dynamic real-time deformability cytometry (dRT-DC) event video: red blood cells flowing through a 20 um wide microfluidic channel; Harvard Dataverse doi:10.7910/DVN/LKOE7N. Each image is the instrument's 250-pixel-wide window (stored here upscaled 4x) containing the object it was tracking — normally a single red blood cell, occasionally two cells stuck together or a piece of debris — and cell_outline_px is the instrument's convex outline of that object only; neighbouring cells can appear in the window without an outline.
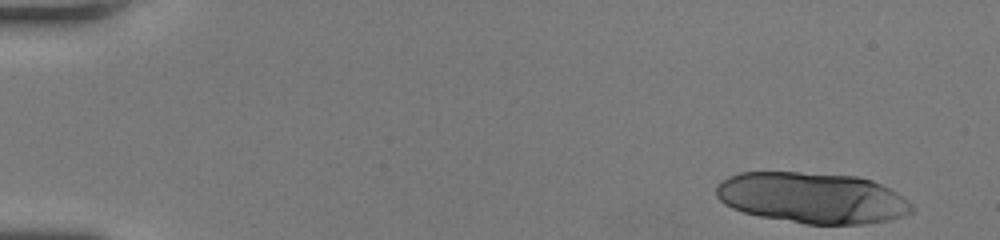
{"species": "human", "species_latin": "Homo sapiens", "temperature_condition": "room temperature", "stored_images_in_passage": 32, "camera_frame_rate_fps": 3000, "um_per_image_px": 0.085, "donor": {"sex": "female"}, "frame": {"image": 1, "passage_image": 1, "time_ms": 0.0, "image_size_px": [1000, 240], "cell_outline_px": [[916, 208], [912, 212], [904, 216], [888, 220], [864, 224], [804, 224], [760, 216], [744, 212], [732, 208], [724, 204], [716, 196], [716, 188], [728, 176], [740, 172], [800, 172], [856, 176], [872, 180], [896, 192], [908, 200]], "centroid_in_image_um": [69.06, 16.82], "position_along_channel_um": 15.9, "area_um2": 58.15}}
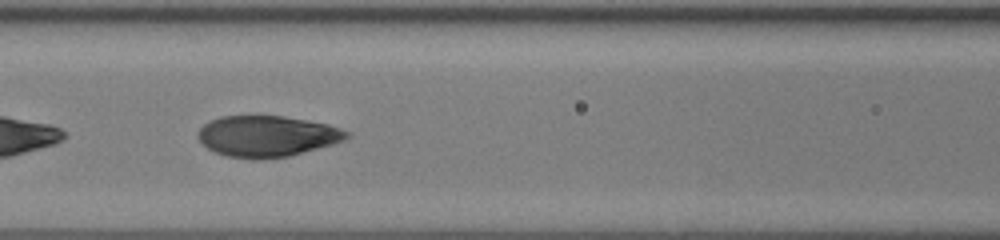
{"frame": {"image": 2, "passage_image": 21, "time_ms": 6.667, "image_size_px": [1000, 240], "cell_outline_px": [[352, 136], [344, 140], [332, 144], [288, 156], [256, 160], [228, 156], [216, 152], [208, 148], [196, 136], [196, 132], [204, 124], [220, 116], [284, 116], [308, 120], [328, 124], [352, 132]], "centroid_in_image_um": [22.72, 11.57], "position_along_channel_um": 143.9, "area_um2": 35.6}}
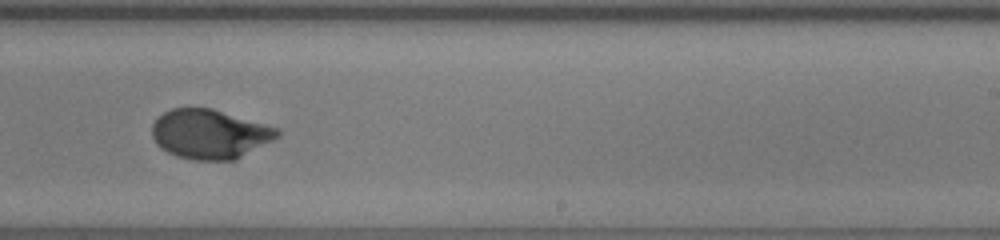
{"frame": {"image": 3, "passage_image": 30, "time_ms": 9.667, "image_size_px": [1000, 240], "cell_outline_px": [[280, 136], [236, 160], [192, 160], [176, 156], [160, 148], [156, 144], [152, 136], [152, 124], [156, 116], [172, 108], [212, 108], [280, 128]], "centroid_in_image_um": [17.82, 11.39], "position_along_channel_um": 271.2, "area_um2": 36.41}}